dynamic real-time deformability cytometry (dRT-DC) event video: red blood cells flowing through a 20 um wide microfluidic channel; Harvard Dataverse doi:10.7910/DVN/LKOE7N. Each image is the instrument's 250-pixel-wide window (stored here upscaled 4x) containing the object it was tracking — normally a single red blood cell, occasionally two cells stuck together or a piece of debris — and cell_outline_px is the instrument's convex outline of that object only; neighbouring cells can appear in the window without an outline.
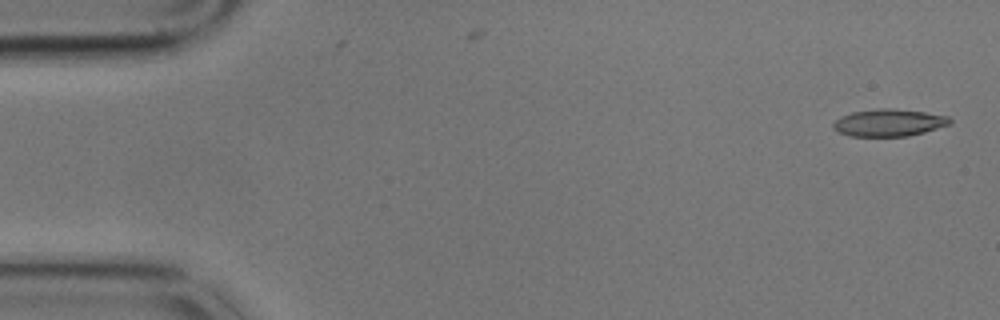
{"species": "common noctule bat (a hibernating species)", "species_latin": "Nyctalus noctula", "temperature_condition": "cold", "stored_images_in_passage": 52, "camera_frame_rate_fps": 3000, "um_per_image_px": 0.085, "animal": {"sex": "male", "body_mass_g": 17.9}, "frame": {"image": 1, "passage_image": 1, "time_ms": 0.0, "image_size_px": [1000, 320], "cell_outline_px": [[952, 120], [948, 124], [924, 132], [908, 136], [848, 136], [836, 132], [832, 128], [832, 124], [840, 116], [852, 112], [880, 108], [888, 108], [924, 112], [948, 116]], "centroid_in_image_um": [75.48, 10.43], "position_along_channel_um": 9.5, "area_um2": 18.44}}
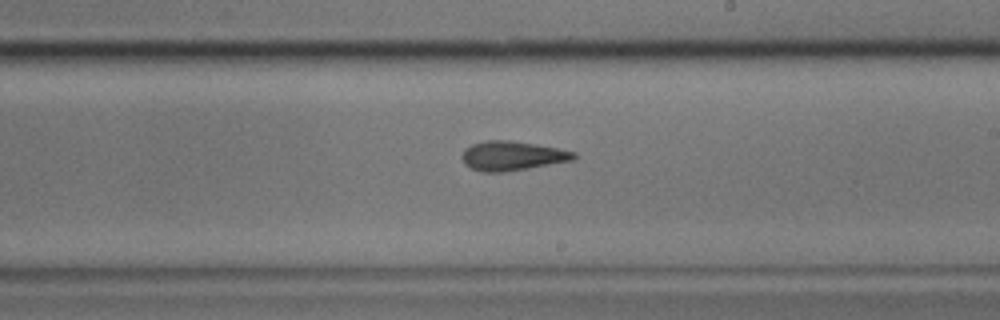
{"frame": {"image": 2, "passage_image": 32, "time_ms": 10.333, "image_size_px": [1000, 320], "cell_outline_px": [[580, 156], [576, 160], [504, 172], [480, 172], [464, 164], [460, 156], [464, 148], [472, 144], [488, 140], [512, 140], [556, 148], [576, 152]], "centroid_in_image_um": [43.54, 13.25], "position_along_channel_um": 245.5, "area_um2": 19.36}}
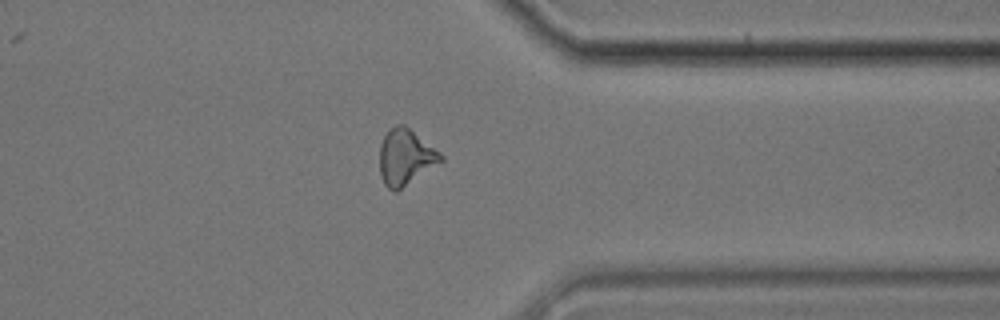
{"frame": {"image": 3, "passage_image": 44, "time_ms": 14.333, "image_size_px": [1000, 320], "cell_outline_px": [[444, 160], [396, 192], [392, 192], [384, 184], [380, 176], [380, 144], [388, 128], [396, 124], [404, 124], [440, 152], [444, 156]], "centroid_in_image_um": [34.45, 13.36], "position_along_channel_um": 377.0, "area_um2": 20.0}}